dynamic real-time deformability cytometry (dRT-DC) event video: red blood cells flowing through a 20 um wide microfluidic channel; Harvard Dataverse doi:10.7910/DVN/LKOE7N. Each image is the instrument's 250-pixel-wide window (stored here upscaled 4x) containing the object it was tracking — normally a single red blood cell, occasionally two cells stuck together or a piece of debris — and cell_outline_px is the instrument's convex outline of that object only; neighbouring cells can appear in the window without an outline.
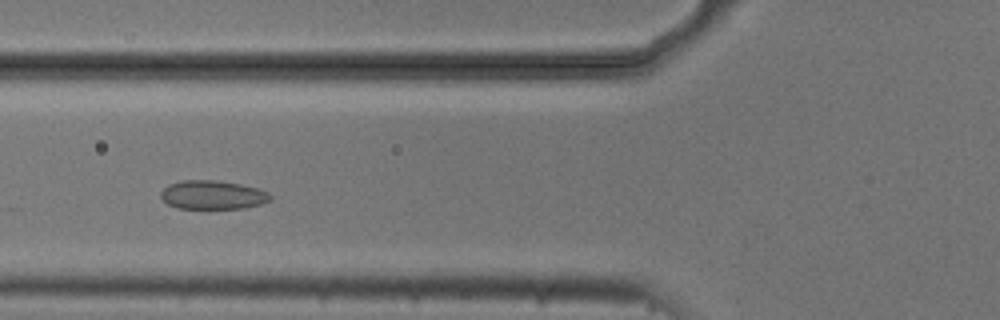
{"species": "common noctule bat (a hibernating species)", "species_latin": "Nyctalus noctula", "temperature_condition": "cold", "stored_images_in_passage": 52, "camera_frame_rate_fps": 3000, "um_per_image_px": 0.085, "animal": {"sex": "male", "body_mass_g": 20.5, "forearm_length_mm": 52.5}, "frame": {"image": 1, "passage_image": 18, "time_ms": 5.667, "image_size_px": [1000, 320], "cell_outline_px": [[272, 200], [260, 204], [244, 208], [176, 208], [168, 204], [160, 196], [160, 192], [168, 184], [184, 180], [216, 180], [240, 184], [256, 188], [268, 192], [272, 196]], "centroid_in_image_um": [18.07, 16.56], "position_along_channel_um": 107.7, "area_um2": 18.32}}
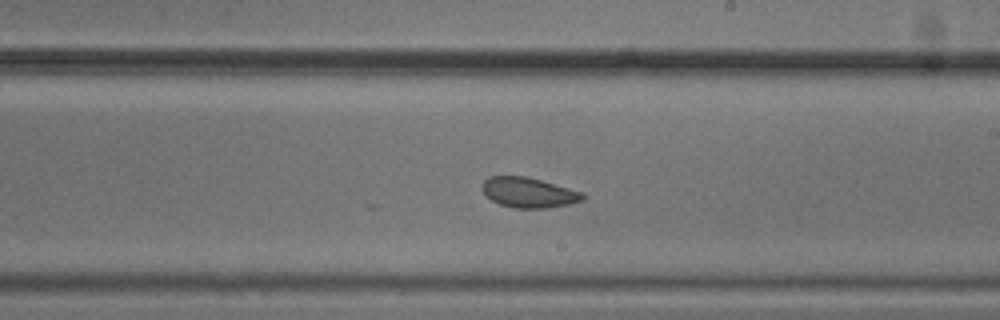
{"frame": {"image": 2, "passage_image": 29, "time_ms": 9.333, "image_size_px": [1000, 320], "cell_outline_px": [[588, 196], [584, 200], [568, 204], [548, 208], [512, 208], [500, 204], [492, 200], [484, 192], [484, 180], [488, 176], [524, 176], [540, 180], [584, 192]], "centroid_in_image_um": [45.0, 16.37], "position_along_channel_um": 244.0, "area_um2": 17.57}}
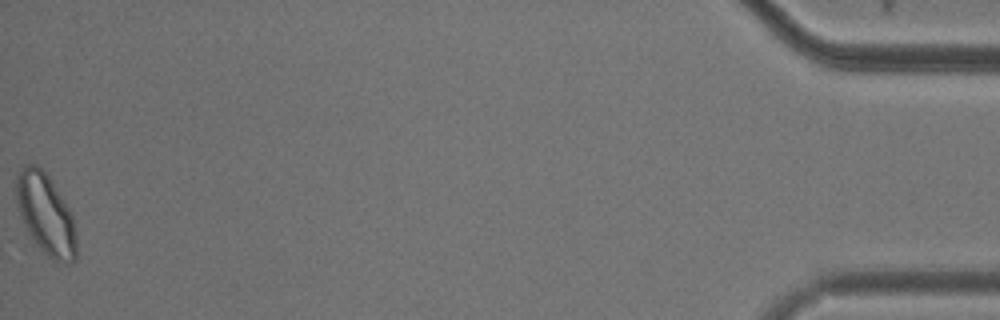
{"frame": {"image": 3, "passage_image": 52, "time_ms": 17.0, "image_size_px": [1000, 320], "cell_outline_px": [[76, 260], [72, 264], [68, 264], [56, 260], [48, 256], [36, 244], [28, 232], [20, 216], [16, 200], [16, 176], [24, 164], [36, 164], [48, 176], [68, 208], [72, 216], [76, 232]], "centroid_in_image_um": [3.88, 18.22], "position_along_channel_um": 431.3, "area_um2": 28.09}, "authors_computed_cell_mechanics": {"area_um2": 20.1433, "velocity_mm_per_s": 3.7143, "shape_relaxation_time_tau1_ms": 8.8055, "shape_relaxation_time_tau2_ms": 1.9496, "deformation_change_tau1": 0.0782, "deformation_change_tau2": 0.0672}}